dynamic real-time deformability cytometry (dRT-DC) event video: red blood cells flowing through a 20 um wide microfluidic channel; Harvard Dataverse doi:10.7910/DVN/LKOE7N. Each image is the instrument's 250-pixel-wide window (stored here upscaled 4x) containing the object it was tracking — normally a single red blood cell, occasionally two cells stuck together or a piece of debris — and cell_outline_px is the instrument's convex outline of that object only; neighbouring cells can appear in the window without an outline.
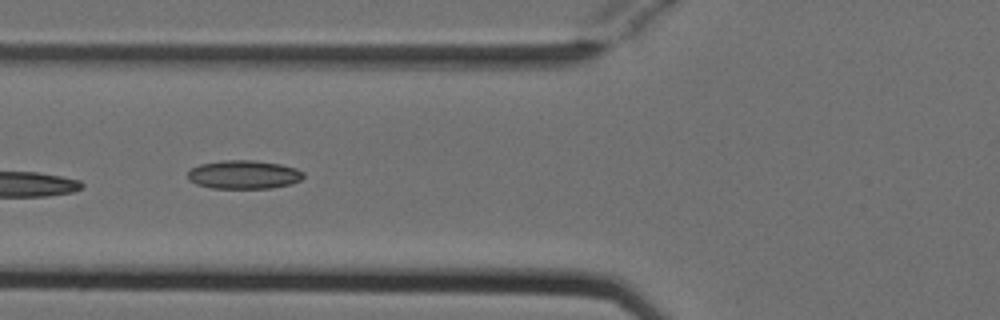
{"species": "Egyptian fruit bat (a non-hibernating species)", "species_latin": "Rousettus aegyptiacus", "temperature_condition": "cold", "stored_images_in_passage": 7, "camera_frame_rate_fps": 3000, "um_per_image_px": 0.085, "animal": {"sex": "female"}, "frame": {"image": 1, "passage_image": 5, "time_ms": 1.333, "image_size_px": [1000, 320], "cell_outline_px": [[304, 176], [300, 180], [292, 184], [272, 188], [212, 188], [196, 184], [188, 180], [188, 172], [192, 168], [200, 164], [224, 160], [256, 160], [280, 164], [296, 168], [304, 172]], "centroid_in_image_um": [20.74, 14.84], "position_along_channel_um": 105.1, "area_um2": 19.36}}
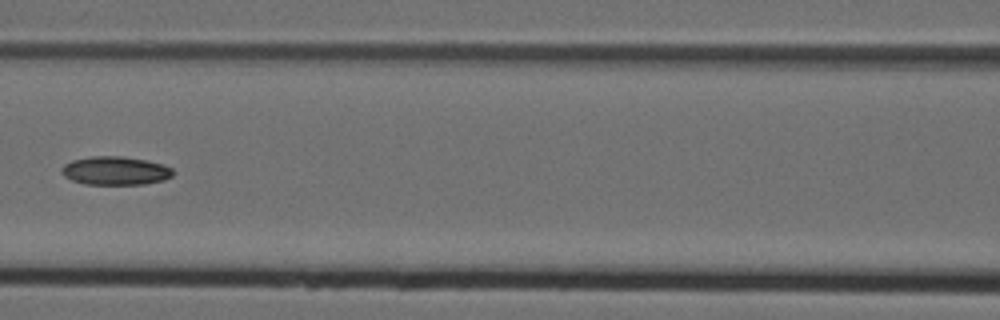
{"frame": {"image": 2, "passage_image": 6, "time_ms": 1.667, "image_size_px": [1000, 320], "cell_outline_px": [[172, 176], [164, 180], [144, 184], [84, 184], [72, 180], [64, 176], [60, 172], [60, 168], [64, 164], [72, 160], [92, 156], [120, 156], [144, 160], [160, 164], [172, 168]], "centroid_in_image_um": [9.75, 14.51], "position_along_channel_um": 156.8, "area_um2": 18.38}}
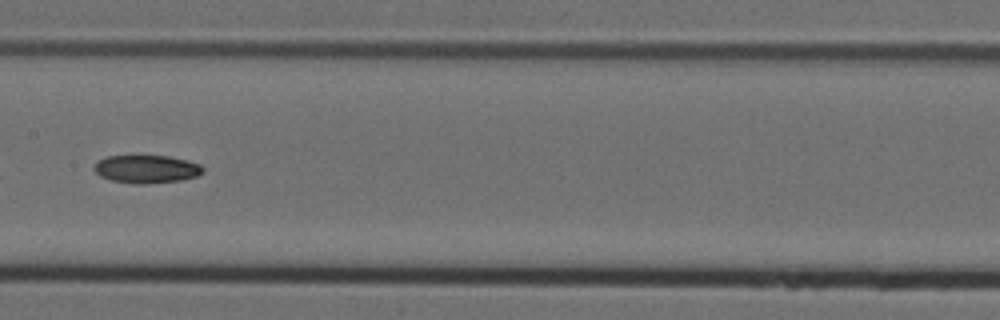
{"frame": {"image": 3, "passage_image": 7, "time_ms": 2.0, "image_size_px": [1000, 320], "cell_outline_px": [[204, 172], [196, 176], [180, 180], [144, 184], [136, 184], [112, 180], [100, 176], [92, 168], [100, 160], [108, 156], [168, 156], [188, 160], [200, 164], [204, 168]], "centroid_in_image_um": [12.48, 14.37], "position_along_channel_um": 194.9, "area_um2": 17.63}}